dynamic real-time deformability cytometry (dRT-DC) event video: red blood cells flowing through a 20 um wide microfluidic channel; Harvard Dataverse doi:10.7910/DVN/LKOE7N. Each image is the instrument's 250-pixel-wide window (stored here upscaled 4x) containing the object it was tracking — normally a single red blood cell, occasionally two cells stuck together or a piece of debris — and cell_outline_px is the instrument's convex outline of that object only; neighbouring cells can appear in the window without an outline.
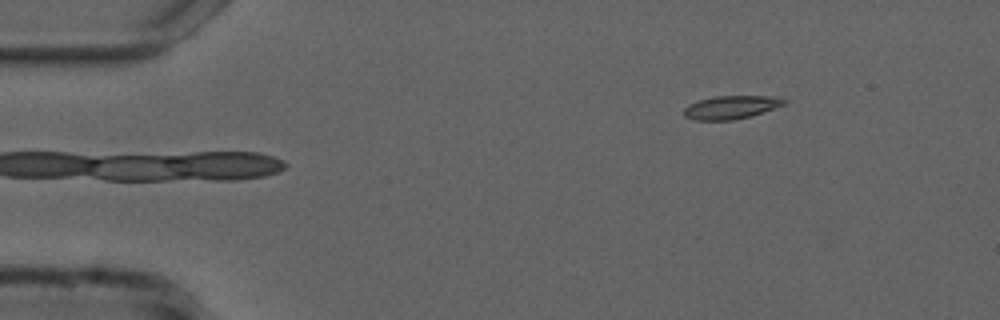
{"species": "common noctule bat (a hibernating species)", "species_latin": "Nyctalus noctula", "temperature_condition": "cold", "stored_images_in_passage": 8, "camera_frame_rate_fps": 3000, "um_per_image_px": 0.085, "animal": {"sex": "male", "forearm_length_mm": 52.5}, "frame": {"image": 1, "passage_image": 1, "time_ms": 0.0, "image_size_px": [1000, 320], "cell_outline_px": [[788, 100], [784, 104], [752, 116], [732, 120], [696, 120], [684, 116], [684, 108], [688, 104], [700, 100], [716, 96], [780, 96]], "centroid_in_image_um": [62.16, 9.11], "position_along_channel_um": 22.8, "area_um2": 13.58}}